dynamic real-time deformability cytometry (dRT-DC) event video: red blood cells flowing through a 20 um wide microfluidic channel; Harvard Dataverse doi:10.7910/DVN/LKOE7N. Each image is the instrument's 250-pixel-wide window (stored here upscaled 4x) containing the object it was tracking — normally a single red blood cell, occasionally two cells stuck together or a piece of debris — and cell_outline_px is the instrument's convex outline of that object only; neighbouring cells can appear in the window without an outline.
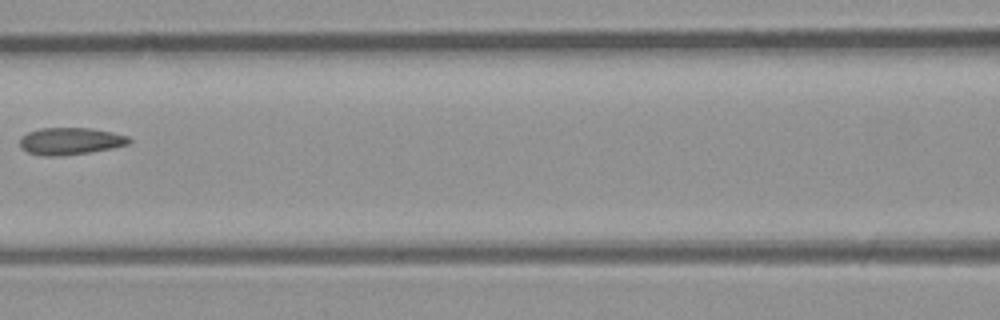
{"species": "common noctule bat (a hibernating species)", "species_latin": "Nyctalus noctula", "temperature_condition": "room temperature", "stored_images_in_passage": 5, "camera_frame_rate_fps": 3000, "um_per_image_px": 0.085, "animal": {"sex": "male", "body_mass_g": 23.1, "forearm_length_mm": 52.7}, "frame": {"image": 1, "passage_image": 5, "time_ms": 4.667, "image_size_px": [1000, 320], "cell_outline_px": [[132, 140], [128, 144], [112, 148], [88, 152], [60, 156], [40, 156], [28, 152], [20, 148], [20, 140], [28, 132], [40, 128], [92, 128], [112, 132], [128, 136]], "centroid_in_image_um": [5.98, 12.0], "position_along_channel_um": 160.6, "area_um2": 17.22}}